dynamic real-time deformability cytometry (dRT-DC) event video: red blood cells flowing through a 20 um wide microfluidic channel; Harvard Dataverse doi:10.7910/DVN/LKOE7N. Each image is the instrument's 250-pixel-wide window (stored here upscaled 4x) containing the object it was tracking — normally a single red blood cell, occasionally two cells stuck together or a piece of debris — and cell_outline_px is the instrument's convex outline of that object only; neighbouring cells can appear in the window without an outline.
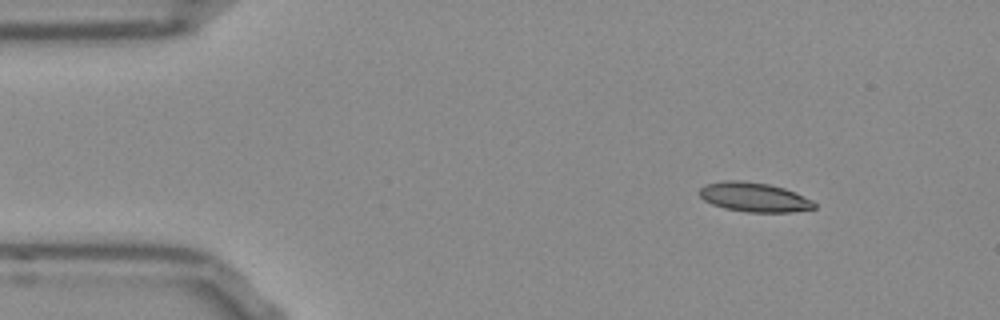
{"species": "Egyptian fruit bat (a non-hibernating species)", "species_latin": "Rousettus aegyptiacus", "temperature_condition": "room temperature", "stored_images_in_passage": 47, "camera_frame_rate_fps": 3000, "um_per_image_px": 0.085, "frame": {"image": 1, "passage_image": 1, "time_ms": 0.0, "image_size_px": [1000, 320], "cell_outline_px": [[816, 208], [792, 212], [748, 212], [724, 208], [712, 204], [704, 200], [700, 196], [700, 188], [704, 184], [724, 180], [740, 180], [768, 184], [784, 188], [796, 192], [812, 200], [816, 204]], "centroid_in_image_um": [64.1, 16.75], "position_along_channel_um": 20.9, "area_um2": 19.71}}
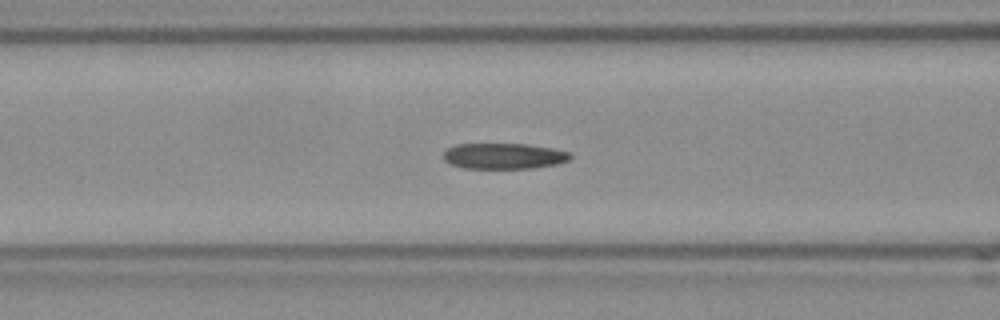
{"frame": {"image": 2, "passage_image": 15, "time_ms": 4.667, "image_size_px": [1000, 320], "cell_outline_px": [[572, 160], [556, 164], [532, 168], [464, 168], [452, 164], [444, 160], [444, 152], [448, 148], [456, 144], [528, 144], [552, 148], [572, 152]], "centroid_in_image_um": [42.89, 13.26], "position_along_channel_um": 123.7, "area_um2": 19.13}}
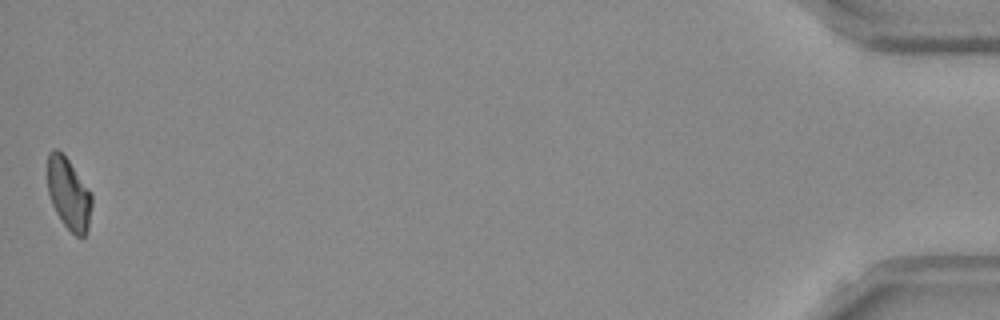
{"frame": {"image": 3, "passage_image": 47, "time_ms": 15.333, "image_size_px": [1000, 320], "cell_outline_px": [[92, 204], [88, 228], [84, 236], [76, 236], [60, 220], [52, 204], [48, 192], [48, 152], [52, 148], [56, 148], [68, 160], [92, 192]], "centroid_in_image_um": [5.85, 16.46], "position_along_channel_um": 429.4, "area_um2": 18.44}, "authors_computed_cell_mechanics": {"area_um2": 19.652, "velocity_mm_per_s": 3.8101, "shape_relaxation_time_tau1_ms": null, "shape_relaxation_time_tau2_ms": 2.4933, "deformation_change_tau1": null, "deformation_change_tau2": 0.085}}